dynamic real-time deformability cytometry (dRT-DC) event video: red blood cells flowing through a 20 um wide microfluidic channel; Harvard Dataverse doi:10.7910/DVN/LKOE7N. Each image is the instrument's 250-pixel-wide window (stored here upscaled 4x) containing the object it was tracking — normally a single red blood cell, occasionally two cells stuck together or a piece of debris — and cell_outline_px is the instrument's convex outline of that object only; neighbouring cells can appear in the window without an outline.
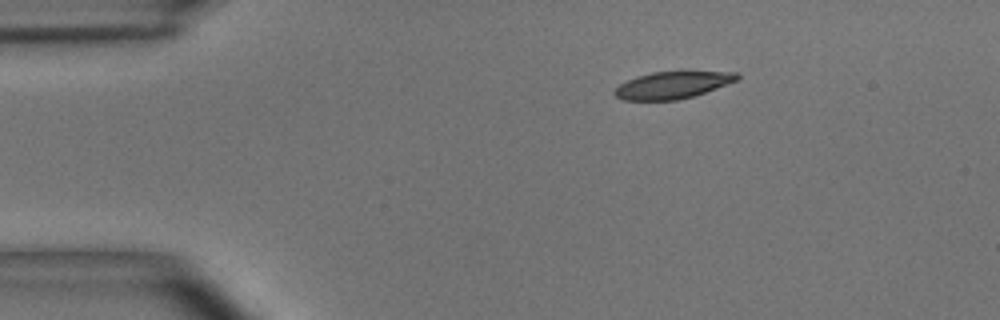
{"species": "common noctule bat (a hibernating species)", "species_latin": "Nyctalus noctula", "temperature_condition": "room temperature", "stored_images_in_passage": 46, "camera_frame_rate_fps": 3000, "um_per_image_px": 0.085, "animal": {"sex": "male", "body_mass_g": 15.6}, "frame": {"image": 1, "passage_image": 1, "time_ms": 0.0, "image_size_px": [1000, 320], "cell_outline_px": [[740, 80], [692, 96], [676, 100], [624, 100], [616, 96], [612, 92], [620, 84], [636, 76], [652, 72], [736, 72], [740, 76]], "centroid_in_image_um": [57.16, 7.23], "position_along_channel_um": 27.8, "area_um2": 19.07}}
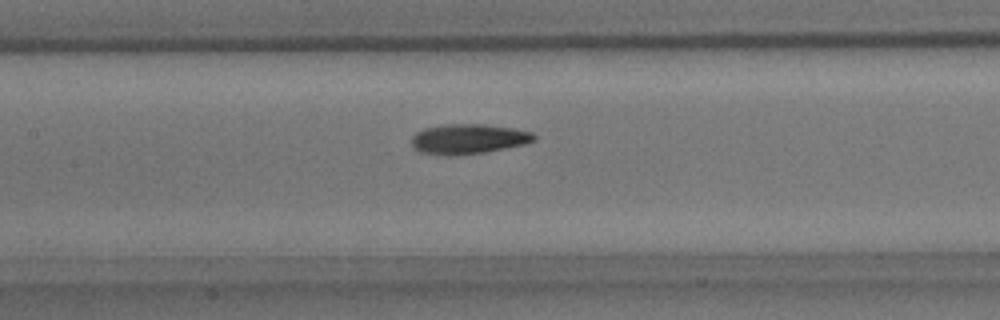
{"frame": {"image": 2, "passage_image": 17, "time_ms": 5.333, "image_size_px": [1000, 320], "cell_outline_px": [[536, 140], [524, 144], [484, 152], [456, 156], [448, 156], [420, 152], [412, 144], [412, 136], [416, 132], [424, 128], [444, 124], [484, 124], [512, 128], [532, 132], [536, 136]], "centroid_in_image_um": [39.8, 11.81], "position_along_channel_um": 167.6, "area_um2": 21.39}}
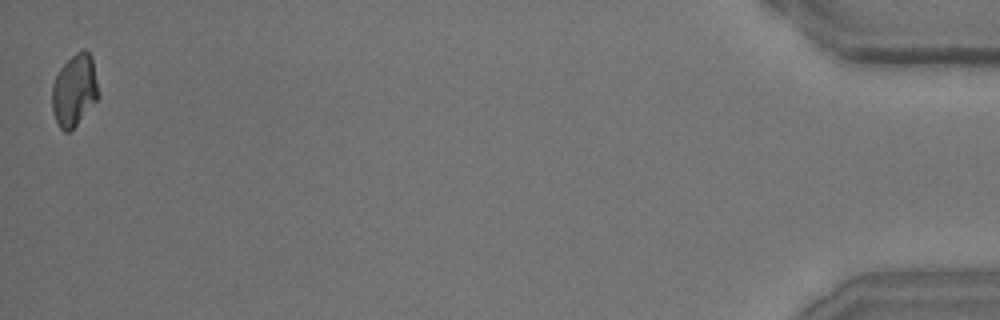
{"frame": {"image": 3, "passage_image": 46, "time_ms": 15.0, "image_size_px": [1000, 320], "cell_outline_px": [[100, 96], [76, 124], [68, 132], [64, 132], [60, 128], [56, 120], [52, 108], [52, 84], [60, 68], [76, 52], [84, 48], [92, 56], [100, 92]], "centroid_in_image_um": [6.34, 7.64], "position_along_channel_um": 428.9, "area_um2": 19.42}, "authors_computed_cell_mechanics": {"area_um2": 20.6057, "velocity_mm_per_s": 3.6428, "shape_relaxation_time_tau1_ms": 3.5681, "shape_relaxation_time_tau2_ms": 2.8535, "deformation_change_tau1": 0.1497, "deformation_change_tau2": 0.0949}}